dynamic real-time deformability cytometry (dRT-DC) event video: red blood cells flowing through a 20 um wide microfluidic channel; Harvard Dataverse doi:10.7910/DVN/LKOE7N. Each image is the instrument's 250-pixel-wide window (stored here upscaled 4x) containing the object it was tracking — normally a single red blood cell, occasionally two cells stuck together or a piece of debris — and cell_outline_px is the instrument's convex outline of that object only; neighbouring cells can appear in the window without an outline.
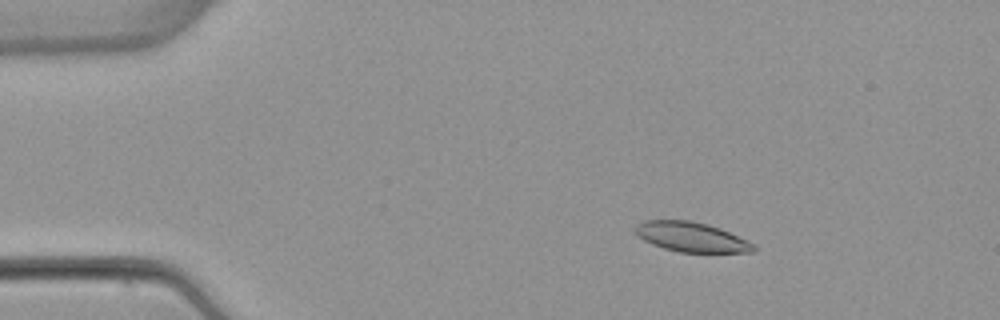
{"species": "common noctule bat (a hibernating species)", "species_latin": "Nyctalus noctula", "temperature_condition": "warm", "stored_images_in_passage": 46, "camera_frame_rate_fps": 3000, "um_per_image_px": 0.085, "animal": {"sex": "female", "body_mass_g": 22.7, "forearm_length_mm": 54.2}, "frame": {"image": 1, "passage_image": 2, "time_ms": 0.333, "image_size_px": [1000, 320], "cell_outline_px": [[756, 248], [752, 252], [680, 252], [664, 248], [652, 244], [644, 240], [636, 232], [636, 224], [644, 220], [688, 220], [708, 224], [720, 228], [748, 240], [756, 244]], "centroid_in_image_um": [58.8, 20.14], "position_along_channel_um": 26.2, "area_um2": 20.4}}
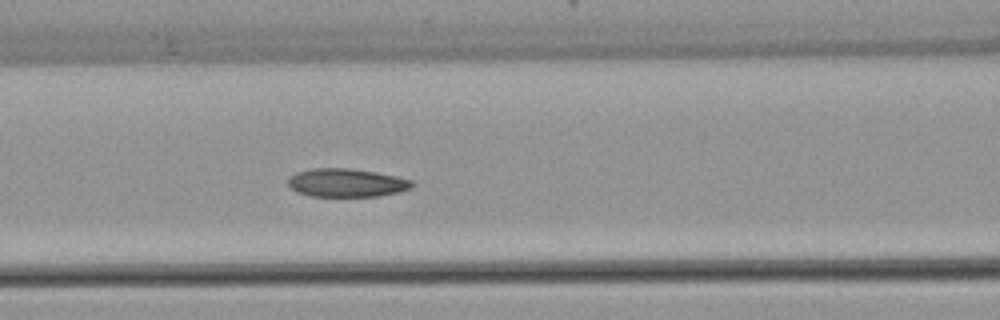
{"frame": {"image": 2, "passage_image": 16, "time_ms": 5.0, "image_size_px": [1000, 320], "cell_outline_px": [[412, 188], [400, 192], [376, 196], [312, 196], [296, 192], [288, 184], [288, 176], [296, 172], [312, 168], [348, 168], [376, 172], [396, 176], [412, 180]], "centroid_in_image_um": [29.43, 15.53], "position_along_channel_um": 137.2, "area_um2": 20.52}}
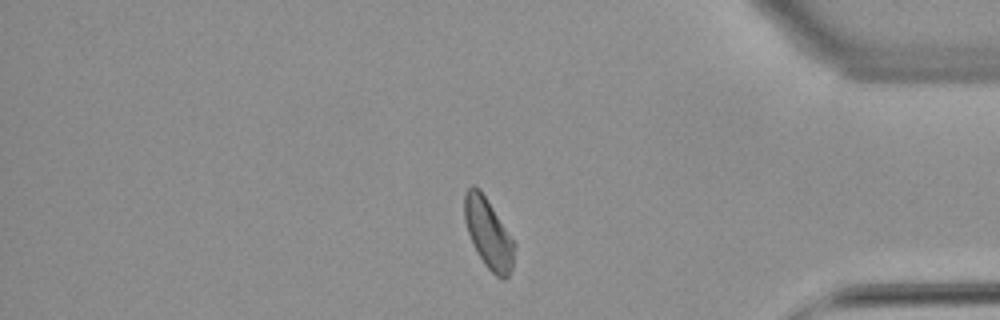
{"frame": {"image": 3, "passage_image": 38, "time_ms": 12.333, "image_size_px": [1000, 320], "cell_outline_px": [[516, 244], [512, 268], [508, 276], [504, 280], [496, 276], [484, 264], [472, 244], [464, 220], [464, 192], [472, 184], [480, 188]], "centroid_in_image_um": [41.5, 19.83], "position_along_channel_um": 393.7, "area_um2": 20.4}, "authors_computed_cell_mechanics": {"area_um2": 20.5768, "velocity_mm_per_s": 3.8687, "shape_relaxation_time_tau1_ms": 9.0602, "shape_relaxation_time_tau2_ms": 6.1299, "deformation_change_tau1": 0.1644, "deformation_change_tau2": 0.1259}}